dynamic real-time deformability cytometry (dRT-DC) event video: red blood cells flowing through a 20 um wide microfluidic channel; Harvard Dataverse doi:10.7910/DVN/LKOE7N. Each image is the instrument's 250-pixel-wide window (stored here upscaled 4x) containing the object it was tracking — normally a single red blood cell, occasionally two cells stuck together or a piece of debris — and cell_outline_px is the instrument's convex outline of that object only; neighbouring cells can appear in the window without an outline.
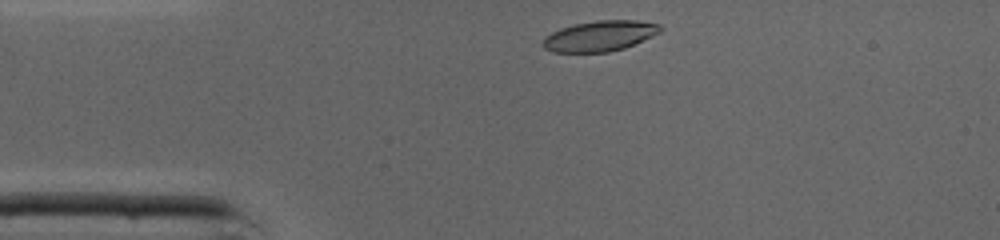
{"species": "common noctule bat (a hibernating species)", "species_latin": "Nyctalus noctula", "temperature_condition": "cold", "stored_images_in_passage": 29, "camera_frame_rate_fps": 3000, "um_per_image_px": 0.085, "animal": {"sex": "male", "body_mass_g": 19.0, "forearm_length_mm": 50.8}, "frame": {"image": 1, "passage_image": 1, "time_ms": 0.0, "image_size_px": [1000, 240], "cell_outline_px": [[664, 28], [660, 32], [624, 48], [608, 52], [552, 52], [544, 48], [540, 44], [544, 36], [560, 28], [576, 24], [596, 20], [636, 20], [660, 24]], "centroid_in_image_um": [50.95, 3.05], "position_along_channel_um": 34.1, "area_um2": 20.92}}
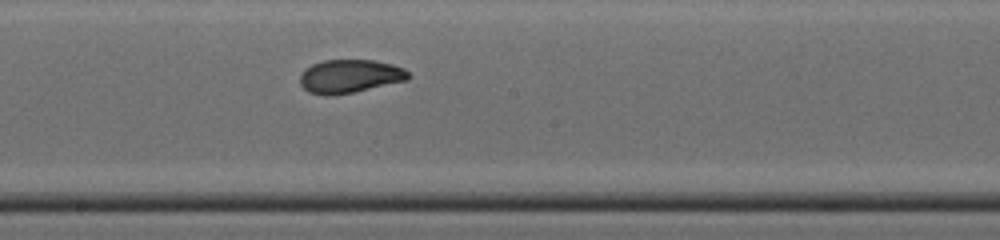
{"frame": {"image": 2, "passage_image": 16, "time_ms": 5.0, "image_size_px": [1000, 240], "cell_outline_px": [[412, 76], [408, 80], [352, 92], [328, 96], [324, 96], [308, 92], [300, 84], [300, 72], [304, 68], [312, 64], [324, 60], [372, 60], [392, 64], [404, 68]], "centroid_in_image_um": [29.71, 6.48], "position_along_channel_um": 218.5, "area_um2": 21.21}}
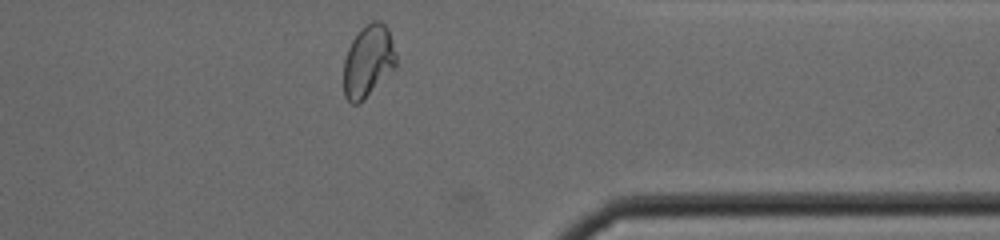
{"frame": {"image": 3, "passage_image": 28, "time_ms": 9.0, "image_size_px": [1000, 240], "cell_outline_px": [[396, 68], [356, 104], [352, 104], [344, 96], [344, 60], [348, 48], [352, 40], [372, 20], [380, 20], [388, 28], [396, 52]], "centroid_in_image_um": [31.31, 5.17], "position_along_channel_um": 380.1, "area_um2": 21.62}, "authors_computed_cell_mechanics": {"area_um2": 21.2704, "velocity_mm_per_s": 4.3497, "shape_relaxation_time_tau1_ms": 5.8478, "shape_relaxation_time_tau2_ms": 1.0886, "deformation_change_tau1": 0.1941, "deformation_change_tau2": 0.0571}}